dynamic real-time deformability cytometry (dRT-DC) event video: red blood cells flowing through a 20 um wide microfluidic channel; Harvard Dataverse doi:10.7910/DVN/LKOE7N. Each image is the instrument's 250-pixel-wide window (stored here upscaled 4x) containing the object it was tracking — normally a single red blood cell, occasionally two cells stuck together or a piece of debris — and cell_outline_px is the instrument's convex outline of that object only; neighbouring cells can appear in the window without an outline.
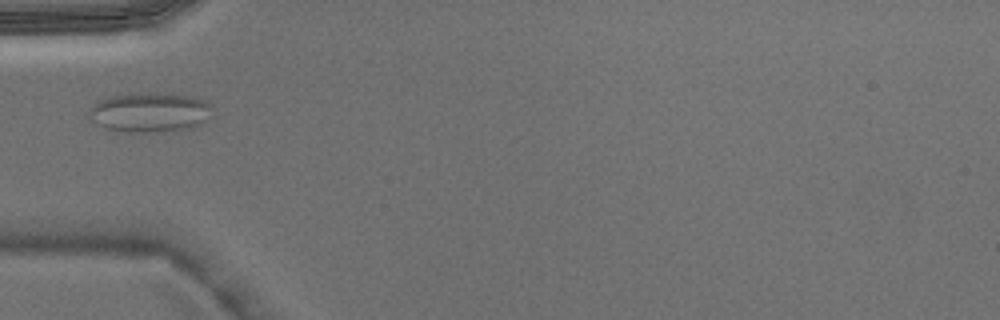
{"species": "Egyptian fruit bat (a non-hibernating species)", "species_latin": "Rousettus aegyptiacus", "temperature_condition": "warm", "stored_images_in_passage": 1, "camera_frame_rate_fps": 3000, "um_per_image_px": 0.085, "animal": {"sex": "male"}, "frame": {"image": 1, "passage_image": 1, "time_ms": 0.0, "image_size_px": [1000, 320], "cell_outline_px": [[212, 104], [204, 124], [192, 128], [156, 132], [128, 132], [108, 128], [100, 124], [88, 112], [92, 104], [108, 96], [192, 96], [204, 100]], "centroid_in_image_um": [12.78, 9.6], "position_along_channel_um": 72.2, "area_um2": 26.99}}